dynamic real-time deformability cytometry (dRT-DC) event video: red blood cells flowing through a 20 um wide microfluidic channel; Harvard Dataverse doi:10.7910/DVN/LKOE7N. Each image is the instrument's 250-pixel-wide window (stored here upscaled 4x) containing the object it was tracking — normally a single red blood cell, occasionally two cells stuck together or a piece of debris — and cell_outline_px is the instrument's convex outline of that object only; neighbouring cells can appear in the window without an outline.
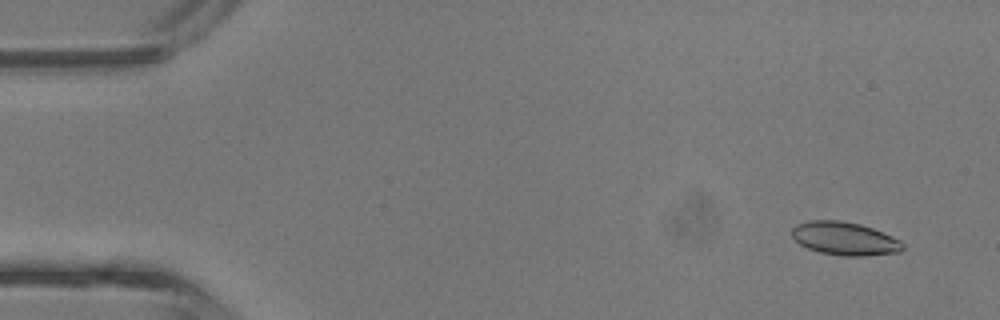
{"species": "common noctule bat (a hibernating species)", "species_latin": "Nyctalus noctula", "temperature_condition": "room temperature", "stored_images_in_passage": 43, "segment_of_instrument_passage": [1, 2], "camera_frame_rate_fps": 3000, "um_per_image_px": 0.085, "animal": {"sex": "male", "body_mass_g": 13.3}, "frame": {"image": 1, "passage_image": 2, "time_ms": 0.333, "image_size_px": [1000, 320], "cell_outline_px": [[904, 248], [900, 252], [864, 256], [844, 256], [820, 252], [808, 248], [800, 244], [792, 236], [792, 228], [796, 224], [808, 220], [840, 220], [860, 224], [872, 228], [892, 236], [900, 240], [904, 244]], "centroid_in_image_um": [71.8, 20.27], "position_along_channel_um": 13.2, "area_um2": 21.5}}
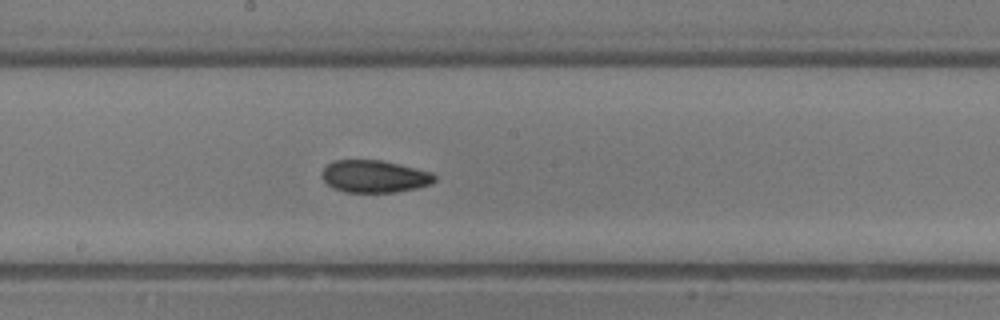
{"frame": {"image": 2, "passage_image": 22, "time_ms": 7.0, "image_size_px": [1000, 320], "cell_outline_px": [[436, 180], [432, 184], [416, 188], [396, 192], [344, 192], [332, 188], [324, 180], [320, 172], [332, 160], [380, 160], [416, 168], [432, 172], [436, 176]], "centroid_in_image_um": [31.82, 14.99], "position_along_channel_um": 216.4, "area_um2": 21.33}}
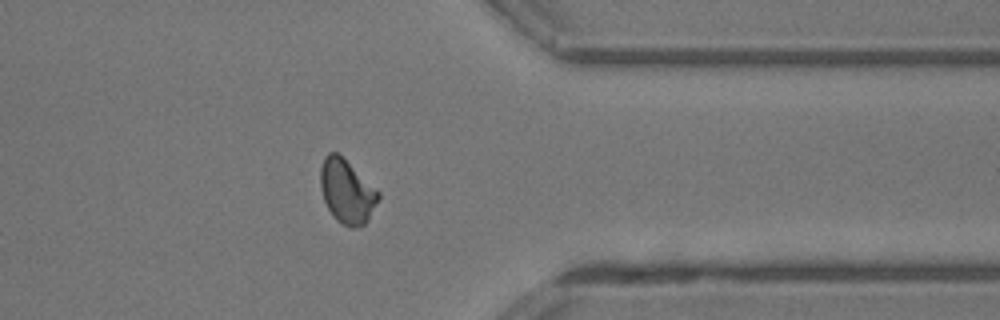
{"frame": {"image": 3, "passage_image": 33, "time_ms": 10.667, "image_size_px": [1000, 320], "cell_outline_px": [[380, 196], [368, 220], [360, 228], [352, 228], [336, 220], [332, 216], [324, 200], [320, 188], [320, 168], [324, 156], [328, 152], [336, 152], [380, 192]], "centroid_in_image_um": [29.46, 16.29], "position_along_channel_um": 381.9, "area_um2": 21.39}}